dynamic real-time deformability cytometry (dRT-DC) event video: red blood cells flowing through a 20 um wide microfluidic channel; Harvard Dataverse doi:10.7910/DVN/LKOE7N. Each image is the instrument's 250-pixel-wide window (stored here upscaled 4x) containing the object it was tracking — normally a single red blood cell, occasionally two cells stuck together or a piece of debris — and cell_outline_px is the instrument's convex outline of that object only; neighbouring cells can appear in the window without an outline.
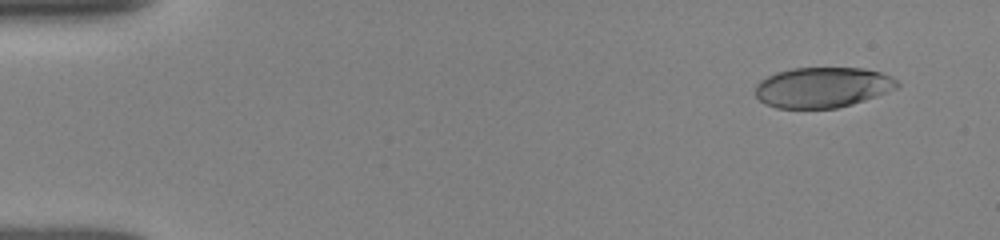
{"species": "human", "species_latin": "Homo sapiens", "temperature_condition": "room temperature", "stored_images_in_passage": 51, "camera_frame_rate_fps": 3000, "um_per_image_px": 0.085, "donor": {"sex": "female"}, "frame": {"image": 1, "passage_image": 4, "time_ms": 1.0, "image_size_px": [1000, 240], "cell_outline_px": [[900, 84], [896, 88], [876, 96], [852, 104], [836, 108], [776, 108], [764, 104], [756, 96], [756, 84], [760, 80], [776, 72], [792, 68], [864, 68], [880, 72], [892, 76]], "centroid_in_image_um": [69.9, 7.42], "position_along_channel_um": 15.1, "area_um2": 33.41}}
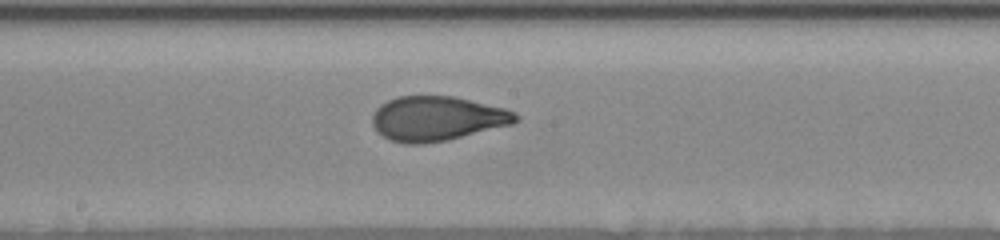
{"frame": {"image": 2, "passage_image": 28, "time_ms": 9.0, "image_size_px": [1000, 240], "cell_outline_px": [[520, 120], [512, 124], [448, 140], [424, 144], [404, 144], [388, 140], [376, 132], [372, 124], [372, 116], [376, 108], [380, 104], [396, 96], [452, 96], [504, 108], [516, 112], [520, 116]], "centroid_in_image_um": [37.12, 10.09], "position_along_channel_um": 211.1, "area_um2": 37.57}}
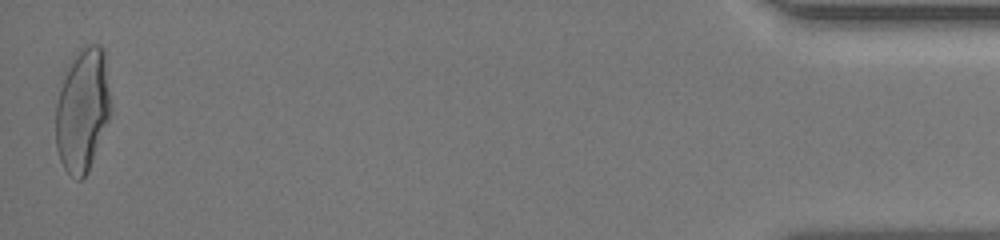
{"frame": {"image": 3, "passage_image": 51, "time_ms": 16.667, "image_size_px": [1000, 240], "cell_outline_px": [[112, 112], [88, 172], [80, 180], [76, 180], [64, 168], [60, 160], [56, 148], [56, 104], [68, 68], [76, 52], [88, 44], [100, 44], [104, 48], [112, 108]], "centroid_in_image_um": [7.05, 9.36], "position_along_channel_um": 428.2, "area_um2": 39.54}, "authors_computed_cell_mechanics": {"area_um2": 36.414, "velocity_mm_per_s": 3.9231, "shape_relaxation_time_tau1_ms": 4.3698, "shape_relaxation_time_tau2_ms": 0.772, "deformation_change_tau1": 0.1737, "deformation_change_tau2": 0.0696}}